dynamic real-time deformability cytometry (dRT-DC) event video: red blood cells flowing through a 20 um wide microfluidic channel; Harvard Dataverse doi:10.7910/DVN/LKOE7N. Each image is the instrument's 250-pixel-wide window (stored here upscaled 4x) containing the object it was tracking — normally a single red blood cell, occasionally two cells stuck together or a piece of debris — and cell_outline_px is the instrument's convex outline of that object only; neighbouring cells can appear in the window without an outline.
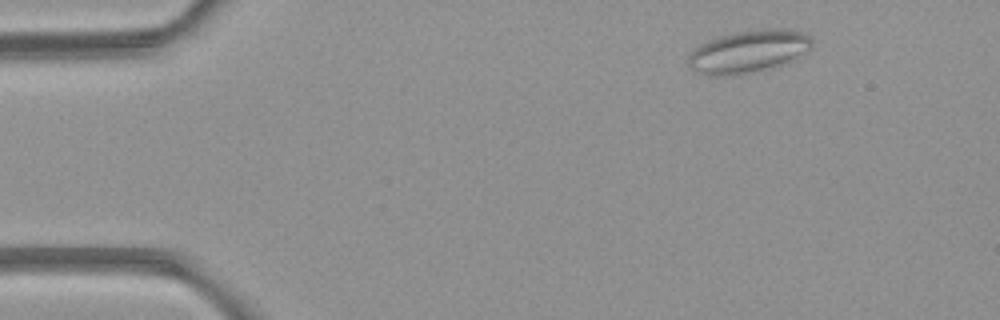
{"species": "common noctule bat (a hibernating species)", "species_latin": "Nyctalus noctula", "temperature_condition": "room temperature", "stored_images_in_passage": 4, "camera_frame_rate_fps": 3000, "um_per_image_px": 0.085, "animal": {"sex": "female", "body_mass_g": 21.9}, "frame": {"image": 1, "passage_image": 1, "time_ms": 0.0, "image_size_px": [1000, 320], "cell_outline_px": [[812, 48], [780, 64], [768, 68], [752, 72], [724, 76], [708, 76], [692, 72], [688, 64], [688, 56], [692, 48], [708, 40], [720, 36], [736, 32], [764, 28], [784, 28], [804, 32], [812, 36]], "centroid_in_image_um": [63.55, 4.36], "position_along_channel_um": 21.4, "area_um2": 30.81}}